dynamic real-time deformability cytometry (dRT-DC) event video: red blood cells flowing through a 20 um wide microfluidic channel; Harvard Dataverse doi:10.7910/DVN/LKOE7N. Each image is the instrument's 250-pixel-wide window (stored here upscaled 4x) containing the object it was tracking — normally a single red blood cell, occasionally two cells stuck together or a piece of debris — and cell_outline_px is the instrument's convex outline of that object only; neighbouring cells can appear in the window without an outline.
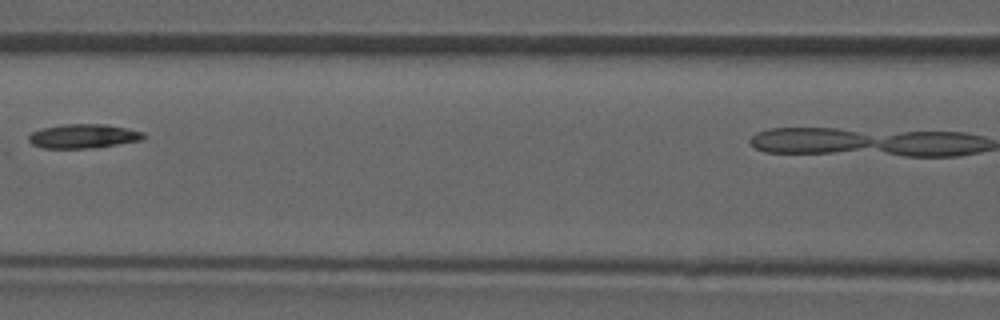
{"species": "common noctule bat (a hibernating species)", "species_latin": "Nyctalus noctula", "temperature_condition": "room temperature", "stored_images_in_passage": 6, "camera_frame_rate_fps": 3000, "um_per_image_px": 0.085, "animal": {"sex": "male", "forearm_length_mm": 52.5}, "frame": {"image": 1, "passage_image": 4, "time_ms": 4.333, "image_size_px": [1000, 320], "cell_outline_px": [[144, 140], [88, 148], [44, 148], [32, 144], [28, 140], [28, 136], [32, 132], [44, 128], [64, 124], [104, 124], [128, 128], [144, 132]], "centroid_in_image_um": [7.09, 11.57], "position_along_channel_um": 159.5, "area_um2": 16.01}}